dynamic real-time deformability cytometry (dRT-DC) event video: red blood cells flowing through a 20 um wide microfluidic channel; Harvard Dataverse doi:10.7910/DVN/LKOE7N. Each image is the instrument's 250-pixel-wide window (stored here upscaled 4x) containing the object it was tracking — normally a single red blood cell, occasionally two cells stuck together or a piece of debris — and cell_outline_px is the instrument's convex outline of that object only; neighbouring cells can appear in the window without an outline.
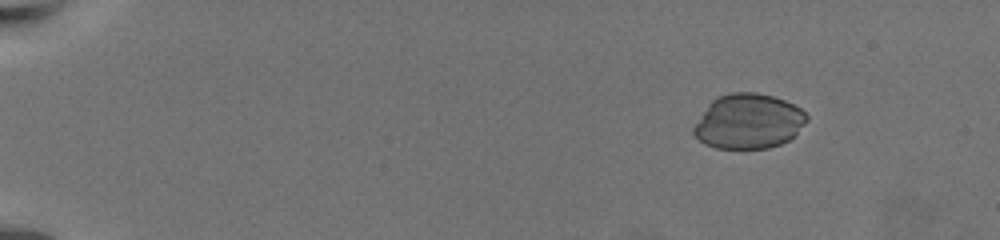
{"species": "common noctule bat (a hibernating species)", "species_latin": "Nyctalus noctula", "temperature_condition": "warm", "stored_images_in_passage": 64, "camera_frame_rate_fps": 3000, "um_per_image_px": 0.085, "animal": {"sex": "female", "body_mass_g": 19.5, "forearm_length_mm": 54.1}, "frame": {"image": 1, "passage_image": 10, "time_ms": 3.0, "image_size_px": [1000, 240], "cell_outline_px": [[808, 120], [796, 136], [780, 144], [768, 148], [716, 148], [704, 144], [692, 132], [692, 128], [708, 104], [716, 96], [732, 92], [756, 92], [772, 96], [784, 100], [800, 108], [808, 116]], "centroid_in_image_um": [63.63, 10.31], "position_along_channel_um": 21.4, "area_um2": 36.3}}